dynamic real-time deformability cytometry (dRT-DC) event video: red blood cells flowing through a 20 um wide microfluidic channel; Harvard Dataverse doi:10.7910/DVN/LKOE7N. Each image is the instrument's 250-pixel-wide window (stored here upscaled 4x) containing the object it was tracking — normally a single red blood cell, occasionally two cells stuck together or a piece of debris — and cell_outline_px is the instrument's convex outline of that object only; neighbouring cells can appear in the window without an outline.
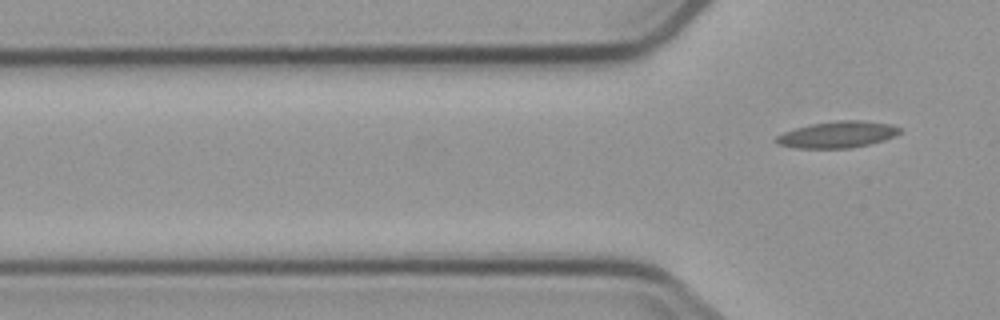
{"species": "common noctule bat (a hibernating species)", "species_latin": "Nyctalus noctula", "temperature_condition": "cold", "stored_images_in_passage": 2, "camera_frame_rate_fps": 3000, "um_per_image_px": 0.085, "animal": {"sex": "male", "body_mass_g": 23.1, "forearm_length_mm": 52.7}, "frame": {"image": 1, "passage_image": 2, "time_ms": 2.333, "image_size_px": [1000, 320], "cell_outline_px": [[900, 132], [896, 136], [884, 140], [852, 148], [800, 148], [780, 144], [772, 140], [776, 136], [784, 132], [796, 128], [812, 124], [836, 120], [860, 120], [892, 124], [900, 128]], "centroid_in_image_um": [71.21, 11.43], "position_along_channel_um": 54.6, "area_um2": 19.02}}